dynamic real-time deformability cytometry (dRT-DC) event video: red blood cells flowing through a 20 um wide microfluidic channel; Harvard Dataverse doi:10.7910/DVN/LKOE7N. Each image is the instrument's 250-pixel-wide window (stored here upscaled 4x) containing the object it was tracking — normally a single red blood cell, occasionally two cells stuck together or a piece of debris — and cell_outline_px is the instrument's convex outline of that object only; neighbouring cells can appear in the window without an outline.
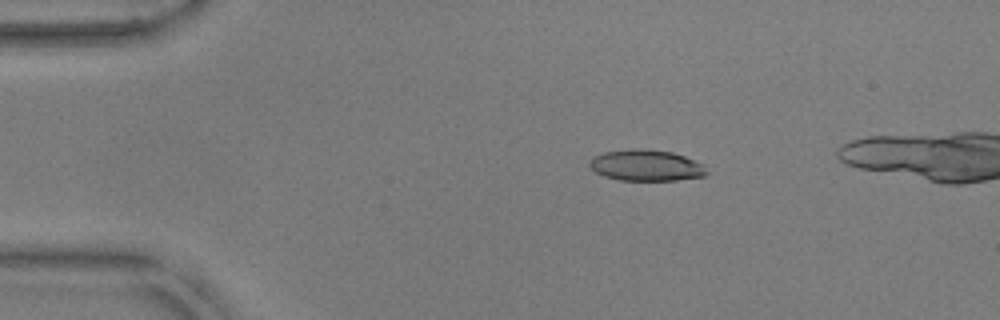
{"species": "common noctule bat (a hibernating species)", "species_latin": "Nyctalus noctula", "temperature_condition": "warm", "stored_images_in_passage": 48, "camera_frame_rate_fps": 3000, "um_per_image_px": 0.085, "animal": {"sex": "male", "body_mass_g": 17.9, "forearm_length_mm": 54.2}, "frame": {"image": 1, "passage_image": 10, "time_ms": 3.0, "image_size_px": [1000, 320], "cell_outline_px": [[708, 172], [704, 176], [676, 180], [620, 180], [604, 176], [596, 172], [588, 164], [592, 156], [604, 152], [632, 148], [636, 148], [672, 152], [684, 156], [704, 164]], "centroid_in_image_um": [54.92, 14.05], "position_along_channel_um": 30.1, "area_um2": 21.27}}
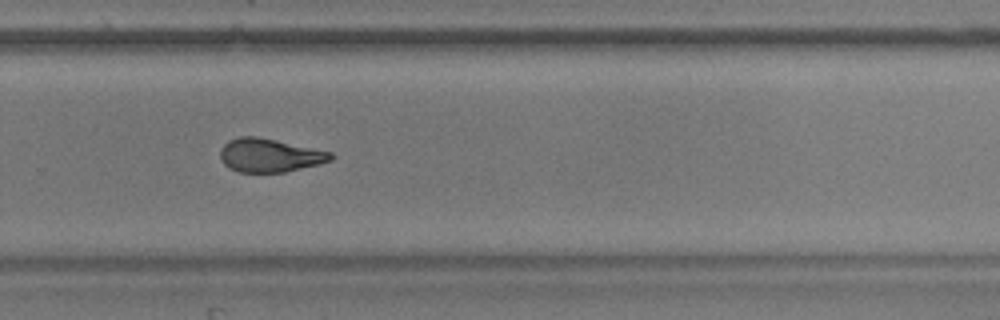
{"frame": {"image": 2, "passage_image": 36, "time_ms": 11.667, "image_size_px": [1000, 320], "cell_outline_px": [[336, 156], [332, 160], [320, 164], [284, 172], [240, 172], [228, 168], [224, 164], [220, 156], [220, 148], [228, 140], [240, 136], [256, 136], [276, 140], [332, 152]], "centroid_in_image_um": [22.92, 13.2], "position_along_channel_um": 306.9, "area_um2": 21.68}}
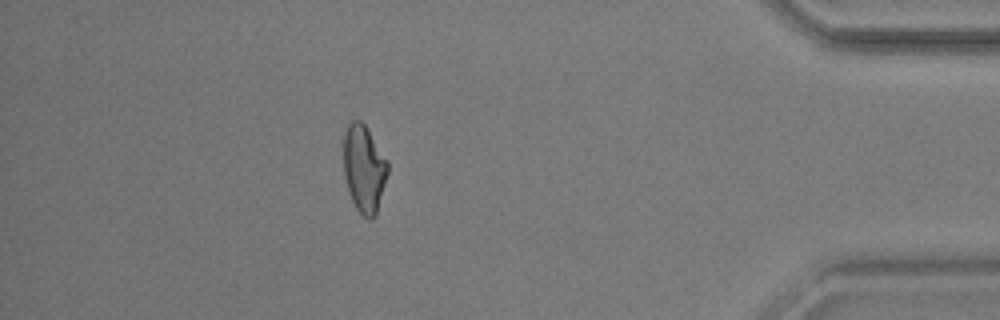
{"frame": {"image": 3, "passage_image": 47, "time_ms": 15.333, "image_size_px": [1000, 320], "cell_outline_px": [[388, 172], [376, 216], [372, 220], [368, 220], [356, 208], [352, 200], [344, 176], [344, 132], [348, 124], [352, 120], [360, 120], [364, 124], [388, 160]], "centroid_in_image_um": [30.95, 14.34], "position_along_channel_um": 404.2, "area_um2": 22.48}}